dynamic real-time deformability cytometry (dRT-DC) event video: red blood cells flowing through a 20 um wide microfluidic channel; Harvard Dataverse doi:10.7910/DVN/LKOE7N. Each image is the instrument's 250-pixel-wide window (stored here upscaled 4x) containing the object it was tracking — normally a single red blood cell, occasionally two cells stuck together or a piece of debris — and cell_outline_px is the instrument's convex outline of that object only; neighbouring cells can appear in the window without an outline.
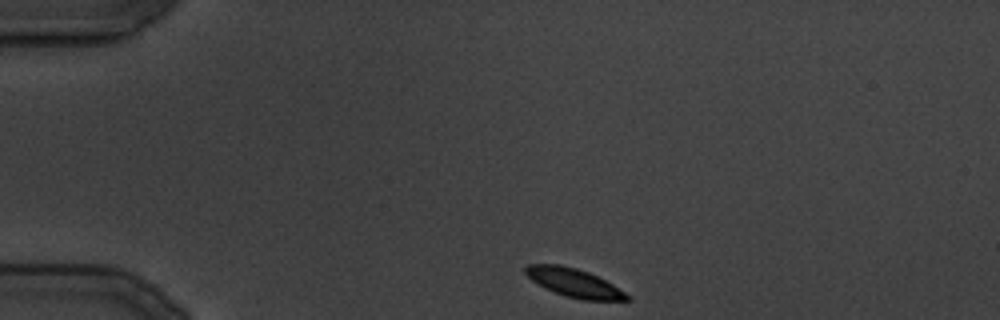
{"species": "common noctule bat (a hibernating species)", "species_latin": "Nyctalus noctula", "temperature_condition": "cold", "stored_images_in_passage": 98, "camera_frame_rate_fps": 3000, "um_per_image_px": 0.085, "animal": {"sex": "male", "body_mass_g": 19.5, "forearm_length_mm": 54.6}, "frame": {"image": 1, "passage_image": 1, "time_ms": 0.0, "image_size_px": [1000, 320], "cell_outline_px": [[632, 300], [580, 300], [564, 296], [544, 288], [532, 280], [524, 272], [524, 268], [528, 264], [560, 264], [576, 268], [588, 272], [612, 284], [632, 296]], "centroid_in_image_um": [48.8, 24.04], "position_along_channel_um": 36.2, "area_um2": 16.94}}
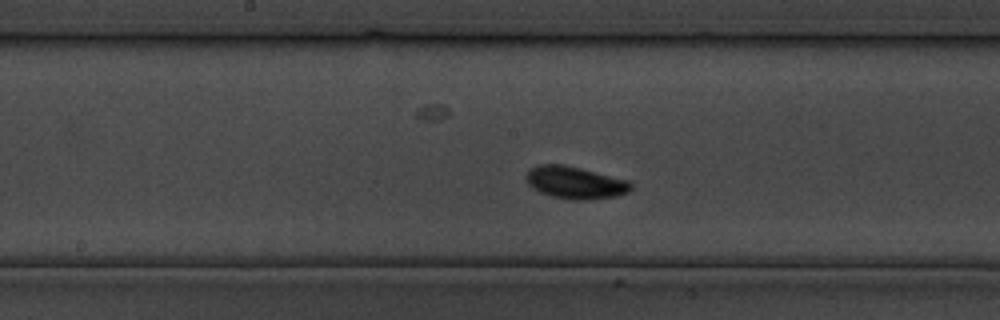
{"frame": {"image": 2, "passage_image": 42, "time_ms": 13.667, "image_size_px": [1000, 320], "cell_outline_px": [[632, 188], [628, 192], [616, 196], [584, 200], [572, 200], [552, 196], [540, 192], [532, 188], [528, 184], [524, 176], [536, 164], [560, 164], [580, 168], [628, 180], [632, 184]], "centroid_in_image_um": [48.87, 15.52], "position_along_channel_um": 199.3, "area_um2": 19.65}}
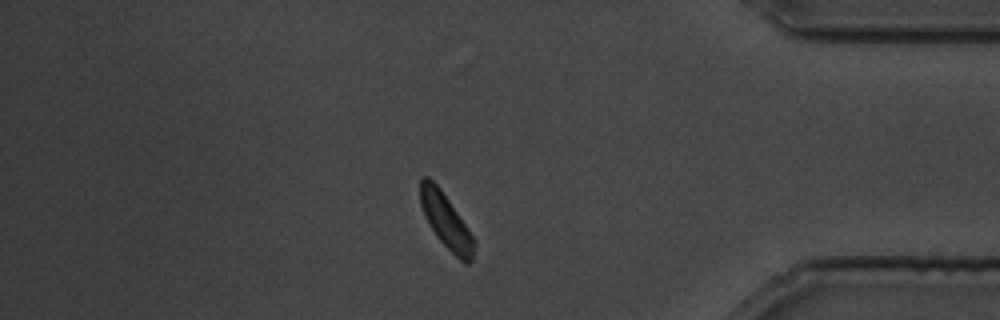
{"frame": {"image": 3, "passage_image": 85, "time_ms": 28.0, "image_size_px": [1000, 320], "cell_outline_px": [[476, 244], [472, 260], [468, 264], [464, 264], [436, 236], [428, 224], [424, 216], [420, 204], [420, 180], [424, 176], [428, 176], [440, 188], [468, 228], [476, 240]], "centroid_in_image_um": [37.92, 18.8], "position_along_channel_um": 397.3, "area_um2": 17.17}}